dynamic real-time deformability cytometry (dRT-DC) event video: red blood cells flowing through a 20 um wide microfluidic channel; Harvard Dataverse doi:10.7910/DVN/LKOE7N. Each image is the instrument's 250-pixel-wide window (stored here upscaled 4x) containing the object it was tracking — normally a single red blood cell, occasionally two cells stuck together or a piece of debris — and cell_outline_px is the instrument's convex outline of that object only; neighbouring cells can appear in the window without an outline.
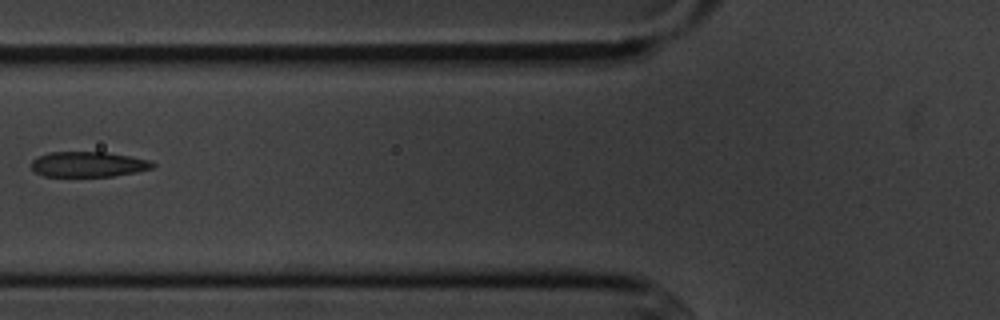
{"species": "common noctule bat (a hibernating species)", "species_latin": "Nyctalus noctula", "temperature_condition": "cold", "stored_images_in_passage": 3, "camera_frame_rate_fps": 3000, "um_per_image_px": 0.085, "animal": {"sex": "male", "body_mass_g": 20.1, "forearm_length_mm": 53.5}, "frame": {"image": 1, "passage_image": 3, "time_ms": 2.333, "image_size_px": [1000, 320], "cell_outline_px": [[156, 164], [152, 168], [136, 172], [112, 176], [44, 176], [36, 172], [32, 168], [32, 160], [48, 152], [104, 152], [128, 156], [148, 160]], "centroid_in_image_um": [7.49, 13.96], "position_along_channel_um": 118.3, "area_um2": 17.63}}